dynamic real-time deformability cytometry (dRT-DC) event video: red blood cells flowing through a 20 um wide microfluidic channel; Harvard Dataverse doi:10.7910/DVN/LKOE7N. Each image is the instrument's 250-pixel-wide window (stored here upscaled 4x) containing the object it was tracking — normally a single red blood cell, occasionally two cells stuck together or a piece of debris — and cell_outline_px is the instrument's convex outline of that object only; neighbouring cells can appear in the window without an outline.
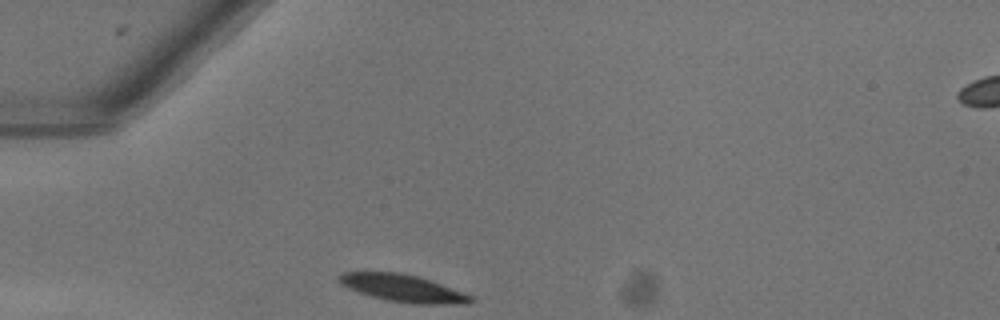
{"species": "common noctule bat (a hibernating species)", "species_latin": "Nyctalus noctula", "temperature_condition": "warm", "stored_images_in_passage": 29, "camera_frame_rate_fps": 3000, "um_per_image_px": 0.085, "animal": {"sex": "female"}, "frame": {"image": 1, "passage_image": 1, "time_ms": 0.0, "image_size_px": [1000, 320], "cell_outline_px": [[472, 300], [468, 304], [412, 304], [388, 300], [372, 296], [348, 288], [340, 284], [336, 280], [344, 272], [400, 272], [416, 276], [464, 292], [472, 296]], "centroid_in_image_um": [34.24, 24.5], "position_along_channel_um": 50.8, "area_um2": 20.69}}
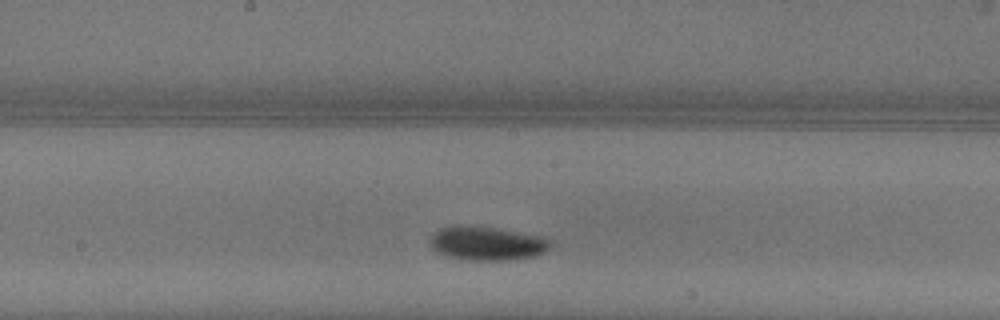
{"frame": {"image": 2, "passage_image": 14, "time_ms": 4.333, "image_size_px": [1000, 320], "cell_outline_px": [[548, 248], [544, 252], [536, 256], [504, 260], [460, 260], [436, 252], [432, 248], [428, 240], [436, 228], [456, 224], [460, 224], [496, 228], [544, 236], [548, 240]], "centroid_in_image_um": [41.29, 20.67], "position_along_channel_um": 206.9, "area_um2": 24.1}}
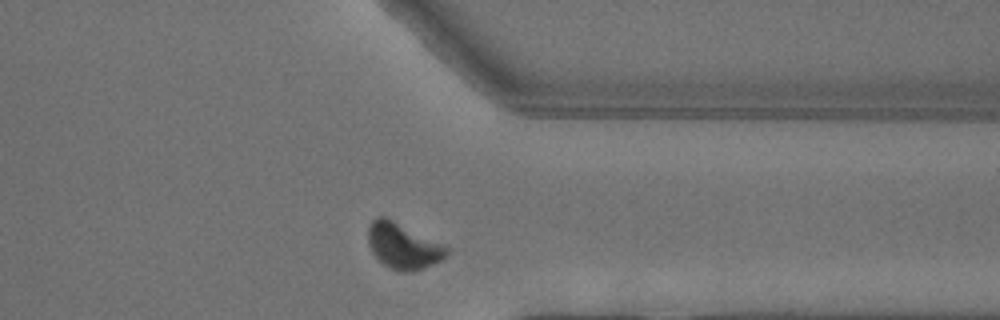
{"frame": {"image": 3, "passage_image": 27, "time_ms": 8.667, "image_size_px": [1000, 320], "cell_outline_px": [[448, 252], [440, 260], [424, 268], [412, 272], [400, 272], [384, 264], [372, 252], [368, 244], [368, 224], [376, 216], [384, 216], [448, 248]], "centroid_in_image_um": [34.2, 20.91], "position_along_channel_um": 377.2, "area_um2": 20.35}, "authors_computed_cell_mechanics": {"area_um2": 21.9062, "velocity_mm_per_s": 3.9999, "shape_relaxation_time_tau1_ms": 6.0242, "shape_relaxation_time_tau2_ms": null, "deformation_change_tau1": 0.2241, "deformation_change_tau2": null}}